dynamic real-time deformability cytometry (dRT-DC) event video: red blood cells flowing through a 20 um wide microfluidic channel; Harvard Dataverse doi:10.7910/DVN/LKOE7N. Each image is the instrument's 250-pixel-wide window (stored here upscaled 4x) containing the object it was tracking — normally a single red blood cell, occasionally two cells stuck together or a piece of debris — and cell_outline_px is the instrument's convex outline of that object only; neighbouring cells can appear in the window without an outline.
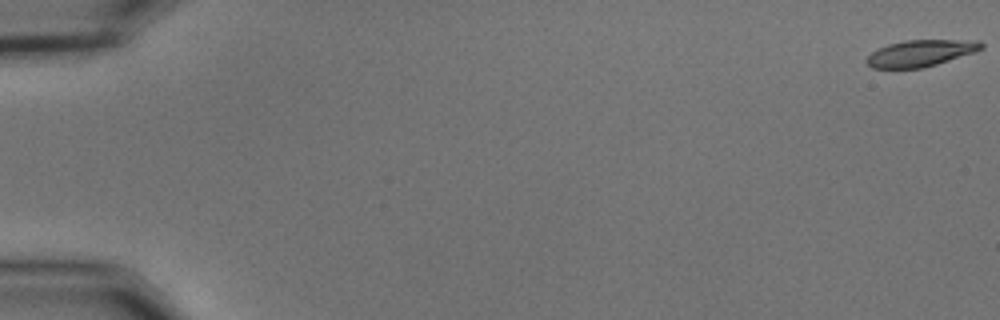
{"species": "common noctule bat (a hibernating species)", "species_latin": "Nyctalus noctula", "temperature_condition": "cold", "stored_images_in_passage": 56, "camera_frame_rate_fps": 3000, "um_per_image_px": 0.085, "animal": {"sex": "male", "body_mass_g": 15.6}, "frame": {"image": 1, "passage_image": 1, "time_ms": 0.0, "image_size_px": [1000, 320], "cell_outline_px": [[984, 48], [976, 52], [924, 68], [872, 68], [864, 60], [872, 52], [888, 44], [904, 40], [980, 40], [984, 44]], "centroid_in_image_um": [78.29, 4.51], "position_along_channel_um": 6.7, "area_um2": 17.86}}
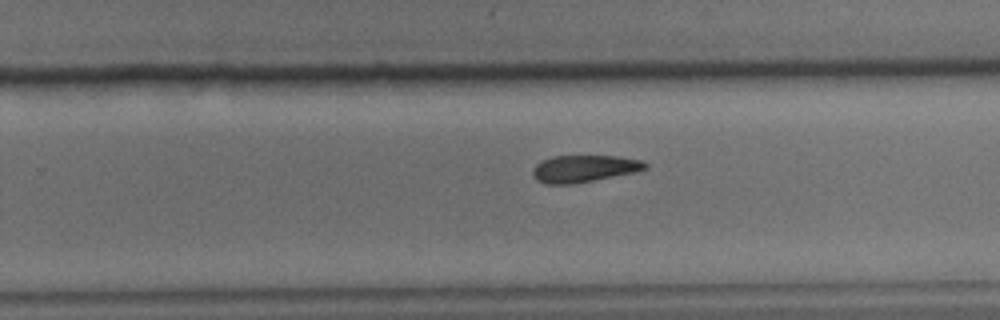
{"frame": {"image": 2, "passage_image": 37, "time_ms": 12.0, "image_size_px": [1000, 320], "cell_outline_px": [[648, 168], [636, 172], [572, 184], [544, 184], [536, 180], [532, 176], [532, 168], [540, 160], [552, 156], [616, 156], [640, 160], [648, 164]], "centroid_in_image_um": [49.6, 14.33], "position_along_channel_um": 280.2, "area_um2": 17.86}}
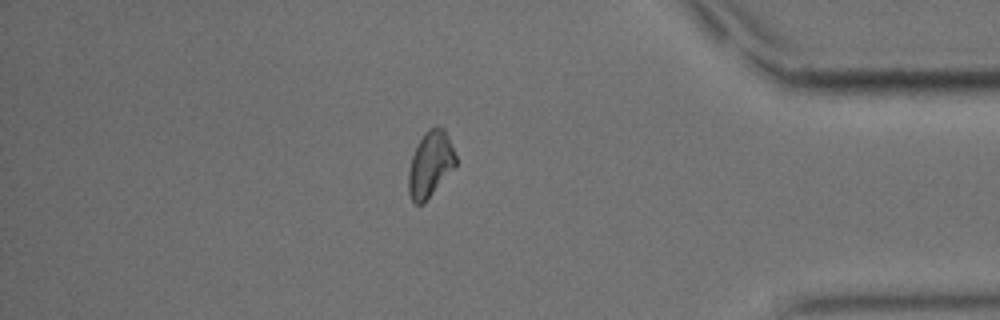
{"frame": {"image": 3, "passage_image": 49, "time_ms": 16.0, "image_size_px": [1000, 320], "cell_outline_px": [[456, 164], [424, 204], [416, 204], [412, 200], [408, 192], [408, 172], [412, 156], [424, 132], [428, 128], [436, 124], [444, 128], [448, 136], [456, 156]], "centroid_in_image_um": [36.57, 13.93], "position_along_channel_um": 398.6, "area_um2": 18.03}, "authors_computed_cell_mechanics": {"area_um2": 18.5827, "velocity_mm_per_s": 3.6405, "shape_relaxation_time_tau1_ms": 6.9545, "shape_relaxation_time_tau2_ms": null, "deformation_change_tau1": 0.1727, "deformation_change_tau2": null}}